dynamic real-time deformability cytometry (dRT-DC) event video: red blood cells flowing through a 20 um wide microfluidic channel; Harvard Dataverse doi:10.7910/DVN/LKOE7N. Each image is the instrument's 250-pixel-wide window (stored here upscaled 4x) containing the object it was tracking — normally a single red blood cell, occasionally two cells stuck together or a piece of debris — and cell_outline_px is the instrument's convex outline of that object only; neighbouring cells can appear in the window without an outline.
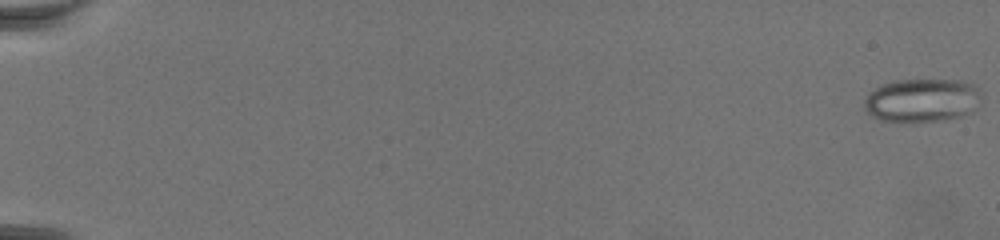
{"species": "common noctule bat (a hibernating species)", "species_latin": "Nyctalus noctula", "temperature_condition": "warm", "stored_images_in_passage": 72, "camera_frame_rate_fps": 3000, "um_per_image_px": 0.085, "animal": {"sex": "female", "body_mass_g": 19.5, "forearm_length_mm": 54.1}, "frame": {"image": 1, "passage_image": 1, "time_ms": 0.0, "image_size_px": [1000, 240], "cell_outline_px": [[980, 96], [976, 108], [972, 112], [960, 116], [944, 120], [916, 124], [908, 124], [880, 120], [872, 116], [864, 108], [864, 100], [868, 92], [880, 84], [892, 80], [960, 80], [976, 84], [980, 92]], "centroid_in_image_um": [78.34, 8.55], "position_along_channel_um": 6.7, "area_um2": 30.63}}
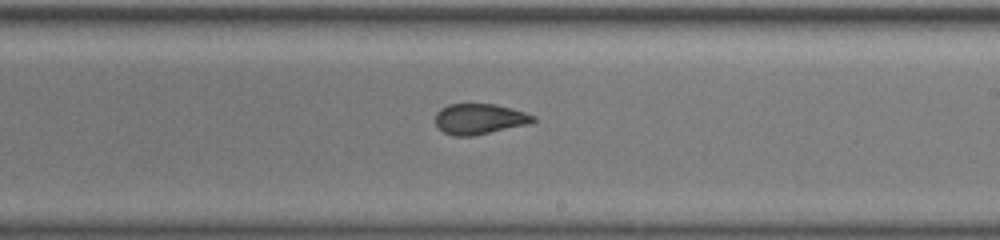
{"frame": {"image": 2, "passage_image": 46, "time_ms": 15.0, "image_size_px": [1000, 240], "cell_outline_px": [[536, 120], [528, 124], [472, 136], [452, 136], [444, 132], [436, 124], [436, 112], [440, 108], [448, 104], [496, 104], [512, 108], [536, 116]], "centroid_in_image_um": [40.75, 10.1], "position_along_channel_um": 248.3, "area_um2": 17.4}}
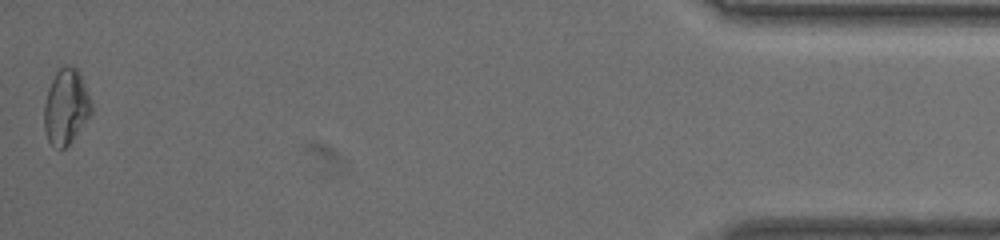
{"frame": {"image": 3, "passage_image": 72, "time_ms": 23.667, "image_size_px": [1000, 240], "cell_outline_px": [[92, 112], [72, 140], [64, 148], [60, 148], [52, 144], [48, 140], [44, 128], [44, 104], [48, 88], [56, 72], [64, 64], [76, 68], [80, 72], [92, 104]], "centroid_in_image_um": [5.6, 9.04], "position_along_channel_um": 429.6, "area_um2": 20.52}}